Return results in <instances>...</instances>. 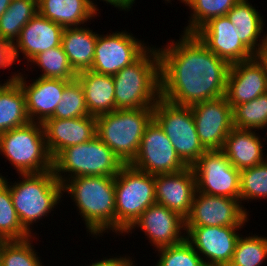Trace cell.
<instances>
[{
    "instance_id": "35",
    "label": "cell",
    "mask_w": 267,
    "mask_h": 266,
    "mask_svg": "<svg viewBox=\"0 0 267 266\" xmlns=\"http://www.w3.org/2000/svg\"><path fill=\"white\" fill-rule=\"evenodd\" d=\"M267 259V237L240 235L228 266H262ZM264 261V262H263Z\"/></svg>"
},
{
    "instance_id": "9",
    "label": "cell",
    "mask_w": 267,
    "mask_h": 266,
    "mask_svg": "<svg viewBox=\"0 0 267 266\" xmlns=\"http://www.w3.org/2000/svg\"><path fill=\"white\" fill-rule=\"evenodd\" d=\"M153 119L187 167H192L206 151L199 141L191 107L175 105L160 98L153 107Z\"/></svg>"
},
{
    "instance_id": "4",
    "label": "cell",
    "mask_w": 267,
    "mask_h": 266,
    "mask_svg": "<svg viewBox=\"0 0 267 266\" xmlns=\"http://www.w3.org/2000/svg\"><path fill=\"white\" fill-rule=\"evenodd\" d=\"M18 175L22 180L13 184L1 173L0 178L9 186L12 202L22 226L32 234L31 225L44 216L48 217L60 203L64 194L63 185L53 170Z\"/></svg>"
},
{
    "instance_id": "5",
    "label": "cell",
    "mask_w": 267,
    "mask_h": 266,
    "mask_svg": "<svg viewBox=\"0 0 267 266\" xmlns=\"http://www.w3.org/2000/svg\"><path fill=\"white\" fill-rule=\"evenodd\" d=\"M153 120V108L116 109L96 117V136L129 165L136 158L146 127Z\"/></svg>"
},
{
    "instance_id": "24",
    "label": "cell",
    "mask_w": 267,
    "mask_h": 266,
    "mask_svg": "<svg viewBox=\"0 0 267 266\" xmlns=\"http://www.w3.org/2000/svg\"><path fill=\"white\" fill-rule=\"evenodd\" d=\"M261 15L248 0H239L226 14L232 24L237 27L241 42L255 56L262 53L265 46V34L260 37L265 23Z\"/></svg>"
},
{
    "instance_id": "16",
    "label": "cell",
    "mask_w": 267,
    "mask_h": 266,
    "mask_svg": "<svg viewBox=\"0 0 267 266\" xmlns=\"http://www.w3.org/2000/svg\"><path fill=\"white\" fill-rule=\"evenodd\" d=\"M136 227H140L151 246L157 249L180 244L186 239L185 218L158 203L149 206L125 233H132Z\"/></svg>"
},
{
    "instance_id": "12",
    "label": "cell",
    "mask_w": 267,
    "mask_h": 266,
    "mask_svg": "<svg viewBox=\"0 0 267 266\" xmlns=\"http://www.w3.org/2000/svg\"><path fill=\"white\" fill-rule=\"evenodd\" d=\"M124 31L98 34L91 71L115 75L135 62L150 46Z\"/></svg>"
},
{
    "instance_id": "20",
    "label": "cell",
    "mask_w": 267,
    "mask_h": 266,
    "mask_svg": "<svg viewBox=\"0 0 267 266\" xmlns=\"http://www.w3.org/2000/svg\"><path fill=\"white\" fill-rule=\"evenodd\" d=\"M46 146L54 159L63 149L90 141L96 136V117L48 118L43 123Z\"/></svg>"
},
{
    "instance_id": "44",
    "label": "cell",
    "mask_w": 267,
    "mask_h": 266,
    "mask_svg": "<svg viewBox=\"0 0 267 266\" xmlns=\"http://www.w3.org/2000/svg\"><path fill=\"white\" fill-rule=\"evenodd\" d=\"M263 52L267 55V34L265 35V46Z\"/></svg>"
},
{
    "instance_id": "42",
    "label": "cell",
    "mask_w": 267,
    "mask_h": 266,
    "mask_svg": "<svg viewBox=\"0 0 267 266\" xmlns=\"http://www.w3.org/2000/svg\"><path fill=\"white\" fill-rule=\"evenodd\" d=\"M12 0H0V17L6 12Z\"/></svg>"
},
{
    "instance_id": "34",
    "label": "cell",
    "mask_w": 267,
    "mask_h": 266,
    "mask_svg": "<svg viewBox=\"0 0 267 266\" xmlns=\"http://www.w3.org/2000/svg\"><path fill=\"white\" fill-rule=\"evenodd\" d=\"M32 238L34 239L35 236L22 240L1 241L0 263L2 266H44L33 248Z\"/></svg>"
},
{
    "instance_id": "25",
    "label": "cell",
    "mask_w": 267,
    "mask_h": 266,
    "mask_svg": "<svg viewBox=\"0 0 267 266\" xmlns=\"http://www.w3.org/2000/svg\"><path fill=\"white\" fill-rule=\"evenodd\" d=\"M82 85L86 107L97 117L115 110V87L112 75L83 71L76 77Z\"/></svg>"
},
{
    "instance_id": "13",
    "label": "cell",
    "mask_w": 267,
    "mask_h": 266,
    "mask_svg": "<svg viewBox=\"0 0 267 266\" xmlns=\"http://www.w3.org/2000/svg\"><path fill=\"white\" fill-rule=\"evenodd\" d=\"M240 199L212 196L196 191L185 227H243L249 214Z\"/></svg>"
},
{
    "instance_id": "45",
    "label": "cell",
    "mask_w": 267,
    "mask_h": 266,
    "mask_svg": "<svg viewBox=\"0 0 267 266\" xmlns=\"http://www.w3.org/2000/svg\"><path fill=\"white\" fill-rule=\"evenodd\" d=\"M180 1L185 4L188 0H180Z\"/></svg>"
},
{
    "instance_id": "40",
    "label": "cell",
    "mask_w": 267,
    "mask_h": 266,
    "mask_svg": "<svg viewBox=\"0 0 267 266\" xmlns=\"http://www.w3.org/2000/svg\"><path fill=\"white\" fill-rule=\"evenodd\" d=\"M112 258H104L103 260H100L95 263L92 262V264L87 265V266H136L132 260V258H130V256H117V257H113ZM119 257V258H118ZM134 264V265H133Z\"/></svg>"
},
{
    "instance_id": "14",
    "label": "cell",
    "mask_w": 267,
    "mask_h": 266,
    "mask_svg": "<svg viewBox=\"0 0 267 266\" xmlns=\"http://www.w3.org/2000/svg\"><path fill=\"white\" fill-rule=\"evenodd\" d=\"M241 228L243 227H185L186 240L199 254L206 266H228L240 237L236 231L239 229L241 231Z\"/></svg>"
},
{
    "instance_id": "43",
    "label": "cell",
    "mask_w": 267,
    "mask_h": 266,
    "mask_svg": "<svg viewBox=\"0 0 267 266\" xmlns=\"http://www.w3.org/2000/svg\"><path fill=\"white\" fill-rule=\"evenodd\" d=\"M258 56L263 60L265 66H266V71H267V55L264 52H262Z\"/></svg>"
},
{
    "instance_id": "27",
    "label": "cell",
    "mask_w": 267,
    "mask_h": 266,
    "mask_svg": "<svg viewBox=\"0 0 267 266\" xmlns=\"http://www.w3.org/2000/svg\"><path fill=\"white\" fill-rule=\"evenodd\" d=\"M97 37L88 27L64 28L61 45L76 74L91 69Z\"/></svg>"
},
{
    "instance_id": "36",
    "label": "cell",
    "mask_w": 267,
    "mask_h": 266,
    "mask_svg": "<svg viewBox=\"0 0 267 266\" xmlns=\"http://www.w3.org/2000/svg\"><path fill=\"white\" fill-rule=\"evenodd\" d=\"M90 115L85 103L81 83L76 78L71 80L62 92V99L50 118L69 119Z\"/></svg>"
},
{
    "instance_id": "18",
    "label": "cell",
    "mask_w": 267,
    "mask_h": 266,
    "mask_svg": "<svg viewBox=\"0 0 267 266\" xmlns=\"http://www.w3.org/2000/svg\"><path fill=\"white\" fill-rule=\"evenodd\" d=\"M195 35L211 52L230 65L255 56L241 42L237 27L232 24L227 16L209 20Z\"/></svg>"
},
{
    "instance_id": "19",
    "label": "cell",
    "mask_w": 267,
    "mask_h": 266,
    "mask_svg": "<svg viewBox=\"0 0 267 266\" xmlns=\"http://www.w3.org/2000/svg\"><path fill=\"white\" fill-rule=\"evenodd\" d=\"M154 176L156 203L164 205L186 218L190 214L197 191L193 168L187 167L180 172Z\"/></svg>"
},
{
    "instance_id": "29",
    "label": "cell",
    "mask_w": 267,
    "mask_h": 266,
    "mask_svg": "<svg viewBox=\"0 0 267 266\" xmlns=\"http://www.w3.org/2000/svg\"><path fill=\"white\" fill-rule=\"evenodd\" d=\"M37 13V0H12L0 17V38L14 44L22 28Z\"/></svg>"
},
{
    "instance_id": "23",
    "label": "cell",
    "mask_w": 267,
    "mask_h": 266,
    "mask_svg": "<svg viewBox=\"0 0 267 266\" xmlns=\"http://www.w3.org/2000/svg\"><path fill=\"white\" fill-rule=\"evenodd\" d=\"M256 130L233 127L226 137L221 151L238 170L254 167L267 160L263 153V141Z\"/></svg>"
},
{
    "instance_id": "22",
    "label": "cell",
    "mask_w": 267,
    "mask_h": 266,
    "mask_svg": "<svg viewBox=\"0 0 267 266\" xmlns=\"http://www.w3.org/2000/svg\"><path fill=\"white\" fill-rule=\"evenodd\" d=\"M64 28L37 13L21 30L19 38L13 44L15 61L22 53L30 62L37 54L61 46Z\"/></svg>"
},
{
    "instance_id": "31",
    "label": "cell",
    "mask_w": 267,
    "mask_h": 266,
    "mask_svg": "<svg viewBox=\"0 0 267 266\" xmlns=\"http://www.w3.org/2000/svg\"><path fill=\"white\" fill-rule=\"evenodd\" d=\"M33 236L21 224L15 211L9 186L0 178V238L22 240Z\"/></svg>"
},
{
    "instance_id": "7",
    "label": "cell",
    "mask_w": 267,
    "mask_h": 266,
    "mask_svg": "<svg viewBox=\"0 0 267 266\" xmlns=\"http://www.w3.org/2000/svg\"><path fill=\"white\" fill-rule=\"evenodd\" d=\"M18 174L53 170V159L46 146L42 123L30 122L0 134V154Z\"/></svg>"
},
{
    "instance_id": "3",
    "label": "cell",
    "mask_w": 267,
    "mask_h": 266,
    "mask_svg": "<svg viewBox=\"0 0 267 266\" xmlns=\"http://www.w3.org/2000/svg\"><path fill=\"white\" fill-rule=\"evenodd\" d=\"M116 109L153 108L161 98L160 60L156 46L113 75Z\"/></svg>"
},
{
    "instance_id": "8",
    "label": "cell",
    "mask_w": 267,
    "mask_h": 266,
    "mask_svg": "<svg viewBox=\"0 0 267 266\" xmlns=\"http://www.w3.org/2000/svg\"><path fill=\"white\" fill-rule=\"evenodd\" d=\"M115 233L123 235L156 203L155 176L124 165L115 176Z\"/></svg>"
},
{
    "instance_id": "15",
    "label": "cell",
    "mask_w": 267,
    "mask_h": 266,
    "mask_svg": "<svg viewBox=\"0 0 267 266\" xmlns=\"http://www.w3.org/2000/svg\"><path fill=\"white\" fill-rule=\"evenodd\" d=\"M200 143L206 150H221L232 130V107L225 96L191 106Z\"/></svg>"
},
{
    "instance_id": "41",
    "label": "cell",
    "mask_w": 267,
    "mask_h": 266,
    "mask_svg": "<svg viewBox=\"0 0 267 266\" xmlns=\"http://www.w3.org/2000/svg\"><path fill=\"white\" fill-rule=\"evenodd\" d=\"M92 3V6L94 7V9L96 11H99V7H97L98 5H96L94 3V1L90 0ZM104 2H106L107 4L109 3L110 5H113L114 7H117L118 9H120L121 11L125 10V11H130V9L132 8L133 4L135 3L136 0H102Z\"/></svg>"
},
{
    "instance_id": "10",
    "label": "cell",
    "mask_w": 267,
    "mask_h": 266,
    "mask_svg": "<svg viewBox=\"0 0 267 266\" xmlns=\"http://www.w3.org/2000/svg\"><path fill=\"white\" fill-rule=\"evenodd\" d=\"M192 168L198 192L240 199V170L221 150H206Z\"/></svg>"
},
{
    "instance_id": "39",
    "label": "cell",
    "mask_w": 267,
    "mask_h": 266,
    "mask_svg": "<svg viewBox=\"0 0 267 266\" xmlns=\"http://www.w3.org/2000/svg\"><path fill=\"white\" fill-rule=\"evenodd\" d=\"M15 62L13 44L0 38V69H7Z\"/></svg>"
},
{
    "instance_id": "1",
    "label": "cell",
    "mask_w": 267,
    "mask_h": 266,
    "mask_svg": "<svg viewBox=\"0 0 267 266\" xmlns=\"http://www.w3.org/2000/svg\"><path fill=\"white\" fill-rule=\"evenodd\" d=\"M157 48L161 98L191 107L225 96L230 64L211 52L195 34ZM172 42V43H171Z\"/></svg>"
},
{
    "instance_id": "33",
    "label": "cell",
    "mask_w": 267,
    "mask_h": 266,
    "mask_svg": "<svg viewBox=\"0 0 267 266\" xmlns=\"http://www.w3.org/2000/svg\"><path fill=\"white\" fill-rule=\"evenodd\" d=\"M233 126L240 129L263 130L267 124V93L232 107Z\"/></svg>"
},
{
    "instance_id": "21",
    "label": "cell",
    "mask_w": 267,
    "mask_h": 266,
    "mask_svg": "<svg viewBox=\"0 0 267 266\" xmlns=\"http://www.w3.org/2000/svg\"><path fill=\"white\" fill-rule=\"evenodd\" d=\"M37 78L33 79L31 84L26 83V78L20 72L15 80L25 93L27 114L31 122L43 123L54 114L62 99V92L70 81L44 77Z\"/></svg>"
},
{
    "instance_id": "2",
    "label": "cell",
    "mask_w": 267,
    "mask_h": 266,
    "mask_svg": "<svg viewBox=\"0 0 267 266\" xmlns=\"http://www.w3.org/2000/svg\"><path fill=\"white\" fill-rule=\"evenodd\" d=\"M63 193L70 194L89 234L115 233V177L80 176L66 180Z\"/></svg>"
},
{
    "instance_id": "28",
    "label": "cell",
    "mask_w": 267,
    "mask_h": 266,
    "mask_svg": "<svg viewBox=\"0 0 267 266\" xmlns=\"http://www.w3.org/2000/svg\"><path fill=\"white\" fill-rule=\"evenodd\" d=\"M18 74L15 72L0 86V134L31 122L25 93L15 80Z\"/></svg>"
},
{
    "instance_id": "6",
    "label": "cell",
    "mask_w": 267,
    "mask_h": 266,
    "mask_svg": "<svg viewBox=\"0 0 267 266\" xmlns=\"http://www.w3.org/2000/svg\"><path fill=\"white\" fill-rule=\"evenodd\" d=\"M123 166L121 160L97 136L63 149L53 159V171L61 184L69 178L80 176L115 177Z\"/></svg>"
},
{
    "instance_id": "37",
    "label": "cell",
    "mask_w": 267,
    "mask_h": 266,
    "mask_svg": "<svg viewBox=\"0 0 267 266\" xmlns=\"http://www.w3.org/2000/svg\"><path fill=\"white\" fill-rule=\"evenodd\" d=\"M262 198H267V160L240 171V202Z\"/></svg>"
},
{
    "instance_id": "26",
    "label": "cell",
    "mask_w": 267,
    "mask_h": 266,
    "mask_svg": "<svg viewBox=\"0 0 267 266\" xmlns=\"http://www.w3.org/2000/svg\"><path fill=\"white\" fill-rule=\"evenodd\" d=\"M38 13L63 28L80 27L97 11L90 0H37Z\"/></svg>"
},
{
    "instance_id": "17",
    "label": "cell",
    "mask_w": 267,
    "mask_h": 266,
    "mask_svg": "<svg viewBox=\"0 0 267 266\" xmlns=\"http://www.w3.org/2000/svg\"><path fill=\"white\" fill-rule=\"evenodd\" d=\"M267 93V71L259 56L233 63L227 76L225 97L233 107Z\"/></svg>"
},
{
    "instance_id": "30",
    "label": "cell",
    "mask_w": 267,
    "mask_h": 266,
    "mask_svg": "<svg viewBox=\"0 0 267 266\" xmlns=\"http://www.w3.org/2000/svg\"><path fill=\"white\" fill-rule=\"evenodd\" d=\"M239 0H188L185 5L191 9V14L183 33L195 34L209 20L226 16L227 12ZM189 24V25H188Z\"/></svg>"
},
{
    "instance_id": "32",
    "label": "cell",
    "mask_w": 267,
    "mask_h": 266,
    "mask_svg": "<svg viewBox=\"0 0 267 266\" xmlns=\"http://www.w3.org/2000/svg\"><path fill=\"white\" fill-rule=\"evenodd\" d=\"M30 63V65L37 64L36 66L40 69L42 68V74L39 77L67 81L74 80L77 77V74L69 64L62 45L37 54Z\"/></svg>"
},
{
    "instance_id": "11",
    "label": "cell",
    "mask_w": 267,
    "mask_h": 266,
    "mask_svg": "<svg viewBox=\"0 0 267 266\" xmlns=\"http://www.w3.org/2000/svg\"><path fill=\"white\" fill-rule=\"evenodd\" d=\"M130 165L152 175L176 173L187 168L163 129L154 119L146 127L138 154Z\"/></svg>"
},
{
    "instance_id": "38",
    "label": "cell",
    "mask_w": 267,
    "mask_h": 266,
    "mask_svg": "<svg viewBox=\"0 0 267 266\" xmlns=\"http://www.w3.org/2000/svg\"><path fill=\"white\" fill-rule=\"evenodd\" d=\"M156 251L160 259L155 266H206L186 239L180 244L162 247Z\"/></svg>"
}]
</instances>
